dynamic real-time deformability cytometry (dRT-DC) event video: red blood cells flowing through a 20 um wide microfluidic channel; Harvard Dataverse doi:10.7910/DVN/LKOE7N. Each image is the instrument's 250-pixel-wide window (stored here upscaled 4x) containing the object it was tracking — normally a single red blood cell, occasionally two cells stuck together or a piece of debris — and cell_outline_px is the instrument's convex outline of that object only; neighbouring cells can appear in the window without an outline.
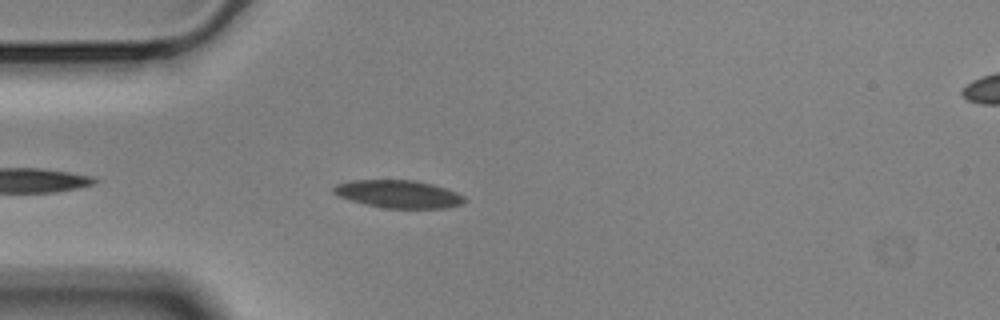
{"species": "Egyptian fruit bat (a non-hibernating species)", "species_latin": "Rousettus aegyptiacus", "temperature_condition": "cold", "stored_images_in_passage": 32, "camera_frame_rate_fps": 3000, "um_per_image_px": 0.085, "animal": {"sex": "male"}, "frame": {"image": 1, "passage_image": 5, "time_ms": 1.333, "image_size_px": [1000, 320], "cell_outline_px": [[464, 204], [448, 208], [384, 208], [352, 200], [340, 196], [332, 192], [332, 188], [336, 184], [352, 180], [416, 180], [432, 184], [456, 192], [464, 196]], "centroid_in_image_um": [33.89, 16.49], "position_along_channel_um": 51.1, "area_um2": 21.04}}
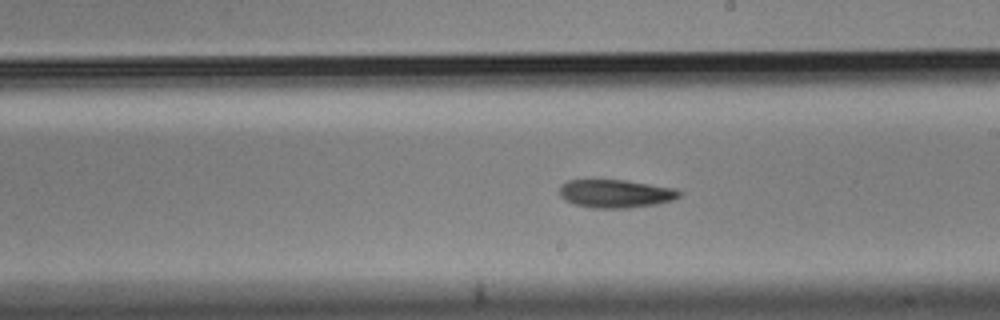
{"frame": {"image": 2, "passage_image": 18, "time_ms": 5.667, "image_size_px": [1000, 320], "cell_outline_px": [[684, 192], [680, 196], [672, 200], [656, 204], [628, 208], [592, 208], [576, 204], [564, 200], [560, 196], [560, 184], [568, 180], [624, 180], [676, 188]], "centroid_in_image_um": [52.34, 16.45], "position_along_channel_um": 236.7, "area_um2": 19.77}}
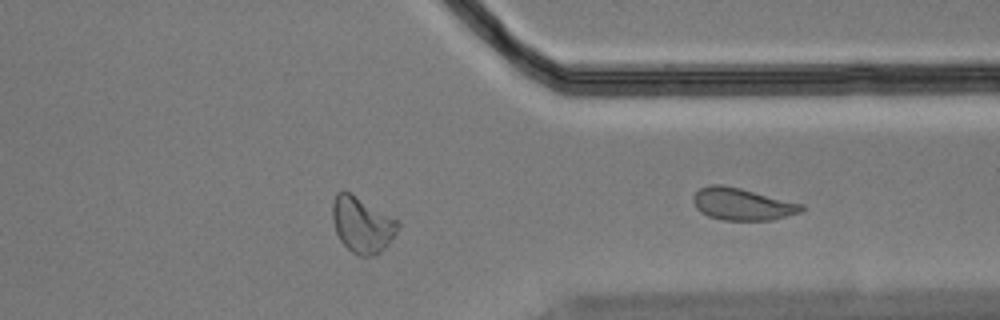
{"frame": {"image": 3, "passage_image": 31, "time_ms": 10.0, "image_size_px": [1000, 320], "cell_outline_px": [[400, 228], [388, 244], [376, 256], [360, 256], [352, 252], [340, 240], [336, 232], [332, 220], [332, 200], [336, 192], [344, 188], [396, 220], [400, 224]], "centroid_in_image_um": [30.74, 19.08], "position_along_channel_um": 380.7, "area_um2": 21.39}}